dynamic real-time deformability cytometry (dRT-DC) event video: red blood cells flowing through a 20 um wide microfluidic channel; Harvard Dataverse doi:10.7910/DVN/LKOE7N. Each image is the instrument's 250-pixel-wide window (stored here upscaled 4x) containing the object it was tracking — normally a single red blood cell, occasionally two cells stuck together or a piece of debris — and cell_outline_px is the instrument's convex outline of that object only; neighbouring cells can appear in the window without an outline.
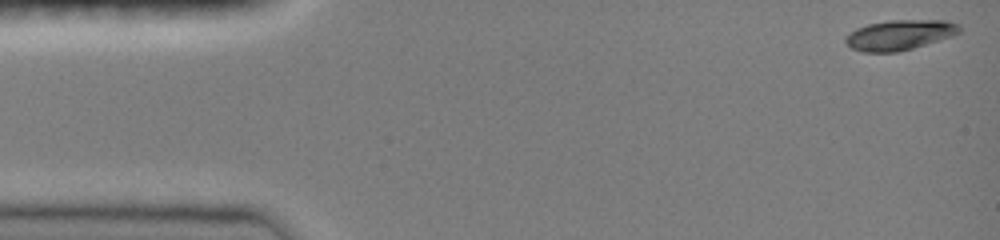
{"species": "common noctule bat (a hibernating species)", "species_latin": "Nyctalus noctula", "temperature_condition": "room temperature", "stored_images_in_passage": 45, "camera_frame_rate_fps": 3000, "um_per_image_px": 0.085, "animal": {"sex": "female", "body_mass_g": 19.0, "forearm_length_mm": 51.5}, "frame": {"image": 1, "passage_image": 1, "time_ms": 0.0, "image_size_px": [1000, 240], "cell_outline_px": [[960, 32], [952, 36], [912, 48], [896, 52], [864, 52], [852, 48], [844, 40], [848, 32], [856, 28], [868, 24], [888, 20], [944, 20], [960, 24]], "centroid_in_image_um": [76.45, 2.96], "position_along_channel_um": 8.5, "area_um2": 19.94}}
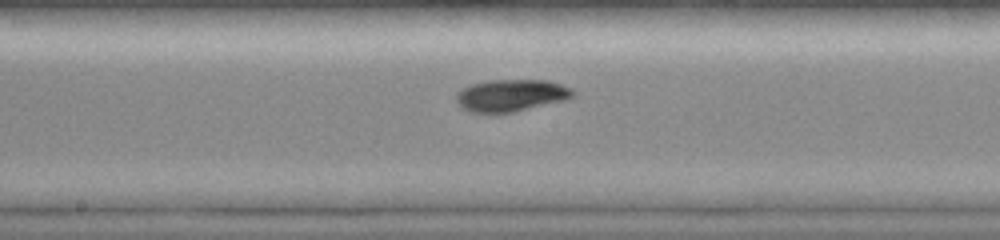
{"frame": {"image": 2, "passage_image": 24, "time_ms": 7.667, "image_size_px": [1000, 240], "cell_outline_px": [[576, 92], [572, 96], [564, 100], [512, 112], [472, 112], [460, 108], [456, 100], [456, 92], [468, 84], [488, 80], [548, 80], [572, 88]], "centroid_in_image_um": [43.4, 8.09], "position_along_channel_um": 204.8, "area_um2": 21.79}}
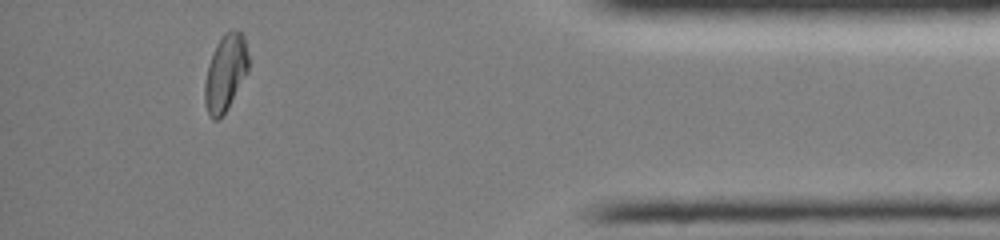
{"frame": {"image": 3, "passage_image": 42, "time_ms": 13.667, "image_size_px": [1000, 240], "cell_outline_px": [[248, 72], [228, 108], [220, 120], [212, 120], [208, 116], [204, 104], [204, 84], [208, 64], [212, 52], [216, 44], [224, 32], [232, 28], [236, 28], [244, 36], [248, 56]], "centroid_in_image_um": [19.14, 6.2], "position_along_channel_um": 416.1, "area_um2": 20.0}, "authors_computed_cell_mechanics": {"area_um2": 20.1144, "velocity_mm_per_s": 4.0729, "shape_relaxation_time_tau1_ms": 3.8472, "shape_relaxation_time_tau2_ms": 4.3728, "deformation_change_tau1": 0.1576, "deformation_change_tau2": 0.057}}